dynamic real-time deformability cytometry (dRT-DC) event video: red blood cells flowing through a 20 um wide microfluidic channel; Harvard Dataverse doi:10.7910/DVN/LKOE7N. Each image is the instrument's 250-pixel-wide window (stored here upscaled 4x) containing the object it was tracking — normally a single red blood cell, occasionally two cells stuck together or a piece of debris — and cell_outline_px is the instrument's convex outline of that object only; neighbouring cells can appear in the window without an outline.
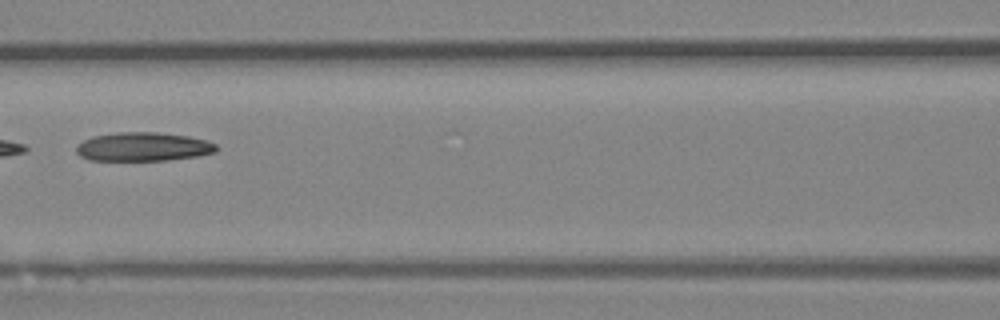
{"species": "Egyptian fruit bat (a non-hibernating species)", "species_latin": "Rousettus aegyptiacus", "temperature_condition": "room temperature", "stored_images_in_passage": 7, "camera_frame_rate_fps": 3000, "um_per_image_px": 0.085, "animal": {"sex": "female"}, "frame": {"image": 1, "passage_image": 6, "time_ms": 1.667, "image_size_px": [1000, 320], "cell_outline_px": [[216, 152], [196, 156], [168, 160], [88, 160], [80, 156], [76, 152], [76, 144], [92, 136], [116, 132], [156, 132], [188, 136], [204, 140], [216, 144]], "centroid_in_image_um": [12.12, 12.47], "position_along_channel_um": 154.5, "area_um2": 23.47}}
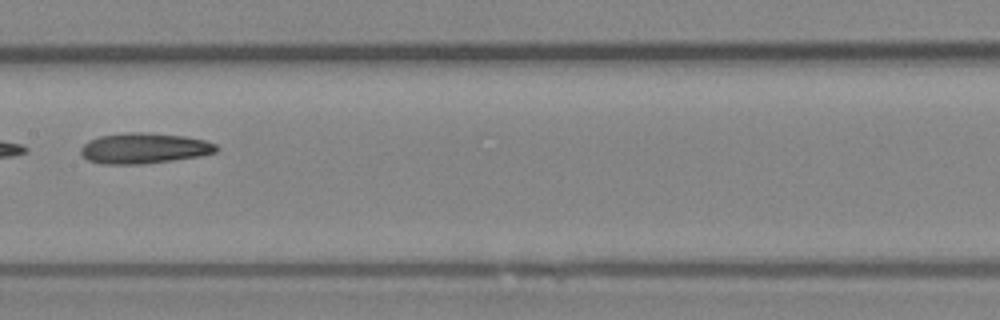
{"frame": {"image": 2, "passage_image": 7, "time_ms": 2.0, "image_size_px": [1000, 320], "cell_outline_px": [[216, 152], [200, 156], [144, 164], [100, 164], [88, 160], [80, 152], [80, 148], [88, 140], [100, 136], [124, 132], [148, 132], [184, 136], [204, 140], [216, 144]], "centroid_in_image_um": [12.21, 12.6], "position_along_channel_um": 195.2, "area_um2": 24.22}}